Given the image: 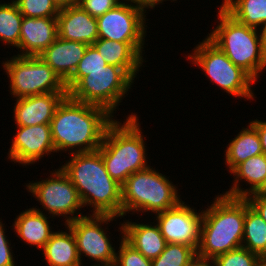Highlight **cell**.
Returning a JSON list of instances; mask_svg holds the SVG:
<instances>
[{"label": "cell", "mask_w": 266, "mask_h": 266, "mask_svg": "<svg viewBox=\"0 0 266 266\" xmlns=\"http://www.w3.org/2000/svg\"><path fill=\"white\" fill-rule=\"evenodd\" d=\"M92 45L107 64L123 68L133 79L144 62V42H119L98 38Z\"/></svg>", "instance_id": "cell-18"}, {"label": "cell", "mask_w": 266, "mask_h": 266, "mask_svg": "<svg viewBox=\"0 0 266 266\" xmlns=\"http://www.w3.org/2000/svg\"><path fill=\"white\" fill-rule=\"evenodd\" d=\"M221 7L248 27L257 29L266 23V0H223Z\"/></svg>", "instance_id": "cell-25"}, {"label": "cell", "mask_w": 266, "mask_h": 266, "mask_svg": "<svg viewBox=\"0 0 266 266\" xmlns=\"http://www.w3.org/2000/svg\"><path fill=\"white\" fill-rule=\"evenodd\" d=\"M249 205L259 213L266 222V196L248 195L245 197Z\"/></svg>", "instance_id": "cell-35"}, {"label": "cell", "mask_w": 266, "mask_h": 266, "mask_svg": "<svg viewBox=\"0 0 266 266\" xmlns=\"http://www.w3.org/2000/svg\"><path fill=\"white\" fill-rule=\"evenodd\" d=\"M181 201L176 207L156 213L157 224L167 243L199 246L203 210L199 213Z\"/></svg>", "instance_id": "cell-13"}, {"label": "cell", "mask_w": 266, "mask_h": 266, "mask_svg": "<svg viewBox=\"0 0 266 266\" xmlns=\"http://www.w3.org/2000/svg\"><path fill=\"white\" fill-rule=\"evenodd\" d=\"M137 115L120 123L113 120L107 127L98 151L109 175L121 186L133 173L146 169V146Z\"/></svg>", "instance_id": "cell-4"}, {"label": "cell", "mask_w": 266, "mask_h": 266, "mask_svg": "<svg viewBox=\"0 0 266 266\" xmlns=\"http://www.w3.org/2000/svg\"><path fill=\"white\" fill-rule=\"evenodd\" d=\"M56 19L58 36L64 40L92 45L98 39L97 18L78 4L60 9Z\"/></svg>", "instance_id": "cell-16"}, {"label": "cell", "mask_w": 266, "mask_h": 266, "mask_svg": "<svg viewBox=\"0 0 266 266\" xmlns=\"http://www.w3.org/2000/svg\"><path fill=\"white\" fill-rule=\"evenodd\" d=\"M242 247L260 257L266 253V222L246 198Z\"/></svg>", "instance_id": "cell-26"}, {"label": "cell", "mask_w": 266, "mask_h": 266, "mask_svg": "<svg viewBox=\"0 0 266 266\" xmlns=\"http://www.w3.org/2000/svg\"><path fill=\"white\" fill-rule=\"evenodd\" d=\"M53 2L59 9H63L77 5L79 3V0H53Z\"/></svg>", "instance_id": "cell-39"}, {"label": "cell", "mask_w": 266, "mask_h": 266, "mask_svg": "<svg viewBox=\"0 0 266 266\" xmlns=\"http://www.w3.org/2000/svg\"><path fill=\"white\" fill-rule=\"evenodd\" d=\"M128 3L130 2V4L140 10L144 15L146 13V8H154L156 7V5L162 3L164 0H126ZM176 1V0H173ZM134 3V4H132Z\"/></svg>", "instance_id": "cell-36"}, {"label": "cell", "mask_w": 266, "mask_h": 266, "mask_svg": "<svg viewBox=\"0 0 266 266\" xmlns=\"http://www.w3.org/2000/svg\"><path fill=\"white\" fill-rule=\"evenodd\" d=\"M215 266H255L261 257L244 247L221 254L214 259Z\"/></svg>", "instance_id": "cell-30"}, {"label": "cell", "mask_w": 266, "mask_h": 266, "mask_svg": "<svg viewBox=\"0 0 266 266\" xmlns=\"http://www.w3.org/2000/svg\"><path fill=\"white\" fill-rule=\"evenodd\" d=\"M197 251L186 244L167 243L164 251L151 260V266H187Z\"/></svg>", "instance_id": "cell-28"}, {"label": "cell", "mask_w": 266, "mask_h": 266, "mask_svg": "<svg viewBox=\"0 0 266 266\" xmlns=\"http://www.w3.org/2000/svg\"><path fill=\"white\" fill-rule=\"evenodd\" d=\"M150 167L131 174L121 186L122 217L130 211L156 214L172 209L182 201L175 185Z\"/></svg>", "instance_id": "cell-7"}, {"label": "cell", "mask_w": 266, "mask_h": 266, "mask_svg": "<svg viewBox=\"0 0 266 266\" xmlns=\"http://www.w3.org/2000/svg\"><path fill=\"white\" fill-rule=\"evenodd\" d=\"M120 3V0H79L78 5L92 17L97 18Z\"/></svg>", "instance_id": "cell-33"}, {"label": "cell", "mask_w": 266, "mask_h": 266, "mask_svg": "<svg viewBox=\"0 0 266 266\" xmlns=\"http://www.w3.org/2000/svg\"><path fill=\"white\" fill-rule=\"evenodd\" d=\"M24 17H57L60 9L53 0H12Z\"/></svg>", "instance_id": "cell-29"}, {"label": "cell", "mask_w": 266, "mask_h": 266, "mask_svg": "<svg viewBox=\"0 0 266 266\" xmlns=\"http://www.w3.org/2000/svg\"><path fill=\"white\" fill-rule=\"evenodd\" d=\"M112 117L103 107L66 96L50 123L56 152L69 149L72 154L98 150L108 125L114 120Z\"/></svg>", "instance_id": "cell-1"}, {"label": "cell", "mask_w": 266, "mask_h": 266, "mask_svg": "<svg viewBox=\"0 0 266 266\" xmlns=\"http://www.w3.org/2000/svg\"><path fill=\"white\" fill-rule=\"evenodd\" d=\"M122 2L97 17L98 38L119 42H145L146 15L131 4Z\"/></svg>", "instance_id": "cell-12"}, {"label": "cell", "mask_w": 266, "mask_h": 266, "mask_svg": "<svg viewBox=\"0 0 266 266\" xmlns=\"http://www.w3.org/2000/svg\"><path fill=\"white\" fill-rule=\"evenodd\" d=\"M47 219L43 211L32 207L21 212L12 226L21 240L42 250L54 233Z\"/></svg>", "instance_id": "cell-21"}, {"label": "cell", "mask_w": 266, "mask_h": 266, "mask_svg": "<svg viewBox=\"0 0 266 266\" xmlns=\"http://www.w3.org/2000/svg\"><path fill=\"white\" fill-rule=\"evenodd\" d=\"M187 266H215V263L213 259L203 258L196 255Z\"/></svg>", "instance_id": "cell-38"}, {"label": "cell", "mask_w": 266, "mask_h": 266, "mask_svg": "<svg viewBox=\"0 0 266 266\" xmlns=\"http://www.w3.org/2000/svg\"><path fill=\"white\" fill-rule=\"evenodd\" d=\"M88 44L57 39L38 56L66 82L75 72Z\"/></svg>", "instance_id": "cell-19"}, {"label": "cell", "mask_w": 266, "mask_h": 266, "mask_svg": "<svg viewBox=\"0 0 266 266\" xmlns=\"http://www.w3.org/2000/svg\"><path fill=\"white\" fill-rule=\"evenodd\" d=\"M261 140L256 128L249 123L228 144L225 151V163L231 173L240 163L250 157L262 154Z\"/></svg>", "instance_id": "cell-24"}, {"label": "cell", "mask_w": 266, "mask_h": 266, "mask_svg": "<svg viewBox=\"0 0 266 266\" xmlns=\"http://www.w3.org/2000/svg\"><path fill=\"white\" fill-rule=\"evenodd\" d=\"M203 211L197 255L214 259L242 247L245 198L217 195Z\"/></svg>", "instance_id": "cell-3"}, {"label": "cell", "mask_w": 266, "mask_h": 266, "mask_svg": "<svg viewBox=\"0 0 266 266\" xmlns=\"http://www.w3.org/2000/svg\"><path fill=\"white\" fill-rule=\"evenodd\" d=\"M60 168L77 189L83 207L93 208L92 214L122 217L121 185L107 172L101 153H72Z\"/></svg>", "instance_id": "cell-2"}, {"label": "cell", "mask_w": 266, "mask_h": 266, "mask_svg": "<svg viewBox=\"0 0 266 266\" xmlns=\"http://www.w3.org/2000/svg\"><path fill=\"white\" fill-rule=\"evenodd\" d=\"M124 223L119 227L123 238L146 258L155 259L164 251L167 242L158 224Z\"/></svg>", "instance_id": "cell-20"}, {"label": "cell", "mask_w": 266, "mask_h": 266, "mask_svg": "<svg viewBox=\"0 0 266 266\" xmlns=\"http://www.w3.org/2000/svg\"><path fill=\"white\" fill-rule=\"evenodd\" d=\"M259 34H260V40H261V46H262L263 52L266 54V23H264L261 26L259 30Z\"/></svg>", "instance_id": "cell-40"}, {"label": "cell", "mask_w": 266, "mask_h": 266, "mask_svg": "<svg viewBox=\"0 0 266 266\" xmlns=\"http://www.w3.org/2000/svg\"><path fill=\"white\" fill-rule=\"evenodd\" d=\"M106 61L93 45H88L83 58L79 61L75 71L105 70Z\"/></svg>", "instance_id": "cell-32"}, {"label": "cell", "mask_w": 266, "mask_h": 266, "mask_svg": "<svg viewBox=\"0 0 266 266\" xmlns=\"http://www.w3.org/2000/svg\"><path fill=\"white\" fill-rule=\"evenodd\" d=\"M114 266H151V260L135 249L121 236Z\"/></svg>", "instance_id": "cell-31"}, {"label": "cell", "mask_w": 266, "mask_h": 266, "mask_svg": "<svg viewBox=\"0 0 266 266\" xmlns=\"http://www.w3.org/2000/svg\"><path fill=\"white\" fill-rule=\"evenodd\" d=\"M77 266H84V265L81 263V264H79ZM91 266H101V265H99L98 263L97 264L95 263V265H91Z\"/></svg>", "instance_id": "cell-43"}, {"label": "cell", "mask_w": 266, "mask_h": 266, "mask_svg": "<svg viewBox=\"0 0 266 266\" xmlns=\"http://www.w3.org/2000/svg\"><path fill=\"white\" fill-rule=\"evenodd\" d=\"M57 17H24L19 39L20 56H38L58 37Z\"/></svg>", "instance_id": "cell-17"}, {"label": "cell", "mask_w": 266, "mask_h": 266, "mask_svg": "<svg viewBox=\"0 0 266 266\" xmlns=\"http://www.w3.org/2000/svg\"><path fill=\"white\" fill-rule=\"evenodd\" d=\"M218 10L220 23L207 37L256 81L259 73L266 68V54L261 46L259 31L239 23L221 6Z\"/></svg>", "instance_id": "cell-5"}, {"label": "cell", "mask_w": 266, "mask_h": 266, "mask_svg": "<svg viewBox=\"0 0 266 266\" xmlns=\"http://www.w3.org/2000/svg\"><path fill=\"white\" fill-rule=\"evenodd\" d=\"M51 174L49 179L26 185L28 192L32 193L52 217H66L65 225L83 217V214L77 212L83 205L72 181L61 168Z\"/></svg>", "instance_id": "cell-10"}, {"label": "cell", "mask_w": 266, "mask_h": 266, "mask_svg": "<svg viewBox=\"0 0 266 266\" xmlns=\"http://www.w3.org/2000/svg\"><path fill=\"white\" fill-rule=\"evenodd\" d=\"M257 130L263 153L266 155V121L254 120L250 122Z\"/></svg>", "instance_id": "cell-37"}, {"label": "cell", "mask_w": 266, "mask_h": 266, "mask_svg": "<svg viewBox=\"0 0 266 266\" xmlns=\"http://www.w3.org/2000/svg\"><path fill=\"white\" fill-rule=\"evenodd\" d=\"M231 174L235 177L234 184L229 191H226L223 195L235 198H245L248 195L255 193L266 178V155L262 153L250 157L246 161L240 163ZM243 179L246 183L250 184L249 190L248 188L243 190L239 187V180Z\"/></svg>", "instance_id": "cell-22"}, {"label": "cell", "mask_w": 266, "mask_h": 266, "mask_svg": "<svg viewBox=\"0 0 266 266\" xmlns=\"http://www.w3.org/2000/svg\"><path fill=\"white\" fill-rule=\"evenodd\" d=\"M2 64L10 79V93L16 99L45 93L68 92L65 82L39 56L16 55Z\"/></svg>", "instance_id": "cell-9"}, {"label": "cell", "mask_w": 266, "mask_h": 266, "mask_svg": "<svg viewBox=\"0 0 266 266\" xmlns=\"http://www.w3.org/2000/svg\"><path fill=\"white\" fill-rule=\"evenodd\" d=\"M4 224L0 221V266H15L12 249L5 235Z\"/></svg>", "instance_id": "cell-34"}, {"label": "cell", "mask_w": 266, "mask_h": 266, "mask_svg": "<svg viewBox=\"0 0 266 266\" xmlns=\"http://www.w3.org/2000/svg\"><path fill=\"white\" fill-rule=\"evenodd\" d=\"M68 92L45 93L17 98L14 119L17 126L50 124L58 105Z\"/></svg>", "instance_id": "cell-15"}, {"label": "cell", "mask_w": 266, "mask_h": 266, "mask_svg": "<svg viewBox=\"0 0 266 266\" xmlns=\"http://www.w3.org/2000/svg\"><path fill=\"white\" fill-rule=\"evenodd\" d=\"M54 232L42 249L48 266H77L82 263L72 230Z\"/></svg>", "instance_id": "cell-23"}, {"label": "cell", "mask_w": 266, "mask_h": 266, "mask_svg": "<svg viewBox=\"0 0 266 266\" xmlns=\"http://www.w3.org/2000/svg\"><path fill=\"white\" fill-rule=\"evenodd\" d=\"M250 195H260V196H266V178L263 182V184L261 185V187L253 194Z\"/></svg>", "instance_id": "cell-41"}, {"label": "cell", "mask_w": 266, "mask_h": 266, "mask_svg": "<svg viewBox=\"0 0 266 266\" xmlns=\"http://www.w3.org/2000/svg\"><path fill=\"white\" fill-rule=\"evenodd\" d=\"M188 59L195 66L201 67L205 76L207 74L210 81L224 92L234 97L254 99L251 87L256 81L241 67L236 66L208 37L197 44Z\"/></svg>", "instance_id": "cell-8"}, {"label": "cell", "mask_w": 266, "mask_h": 266, "mask_svg": "<svg viewBox=\"0 0 266 266\" xmlns=\"http://www.w3.org/2000/svg\"><path fill=\"white\" fill-rule=\"evenodd\" d=\"M118 218L113 215L83 216L66 224L76 239L78 255L89 257L97 261L101 266H114L116 250L112 247L107 231L102 228V224H109L113 219ZM109 222V223H108ZM108 236V237H107Z\"/></svg>", "instance_id": "cell-11"}, {"label": "cell", "mask_w": 266, "mask_h": 266, "mask_svg": "<svg viewBox=\"0 0 266 266\" xmlns=\"http://www.w3.org/2000/svg\"><path fill=\"white\" fill-rule=\"evenodd\" d=\"M255 266H266V261L261 259Z\"/></svg>", "instance_id": "cell-42"}, {"label": "cell", "mask_w": 266, "mask_h": 266, "mask_svg": "<svg viewBox=\"0 0 266 266\" xmlns=\"http://www.w3.org/2000/svg\"><path fill=\"white\" fill-rule=\"evenodd\" d=\"M261 259L266 261V253L261 257Z\"/></svg>", "instance_id": "cell-44"}, {"label": "cell", "mask_w": 266, "mask_h": 266, "mask_svg": "<svg viewBox=\"0 0 266 266\" xmlns=\"http://www.w3.org/2000/svg\"><path fill=\"white\" fill-rule=\"evenodd\" d=\"M133 80L123 68L107 64L105 70L75 71L65 85L71 99L103 107L112 115Z\"/></svg>", "instance_id": "cell-6"}, {"label": "cell", "mask_w": 266, "mask_h": 266, "mask_svg": "<svg viewBox=\"0 0 266 266\" xmlns=\"http://www.w3.org/2000/svg\"><path fill=\"white\" fill-rule=\"evenodd\" d=\"M23 15L16 4L0 3V41L19 49V39Z\"/></svg>", "instance_id": "cell-27"}, {"label": "cell", "mask_w": 266, "mask_h": 266, "mask_svg": "<svg viewBox=\"0 0 266 266\" xmlns=\"http://www.w3.org/2000/svg\"><path fill=\"white\" fill-rule=\"evenodd\" d=\"M17 128L8 154V158L15 163L25 166L34 164L44 157V154L56 152L50 124L17 126Z\"/></svg>", "instance_id": "cell-14"}]
</instances>
